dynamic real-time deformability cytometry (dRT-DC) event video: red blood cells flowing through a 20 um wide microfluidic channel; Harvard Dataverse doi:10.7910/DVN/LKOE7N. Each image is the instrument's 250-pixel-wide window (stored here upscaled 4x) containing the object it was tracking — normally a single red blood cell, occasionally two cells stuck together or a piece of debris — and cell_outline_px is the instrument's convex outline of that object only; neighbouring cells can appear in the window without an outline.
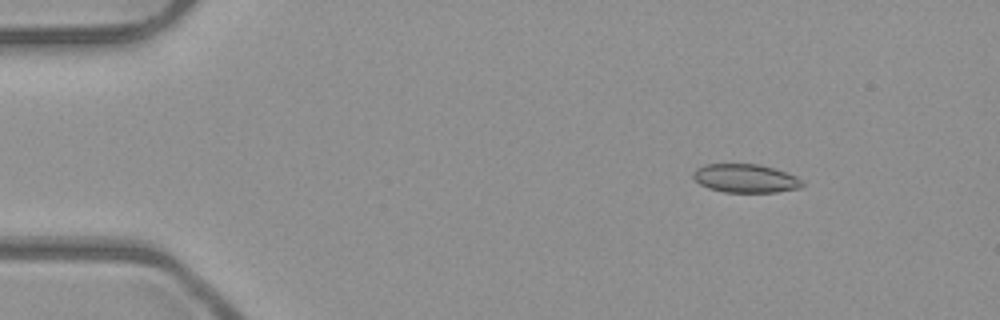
{"species": "common noctule bat (a hibernating species)", "species_latin": "Nyctalus noctula", "temperature_condition": "room temperature", "stored_images_in_passage": 52, "camera_frame_rate_fps": 3000, "um_per_image_px": 0.085, "animal": {"sex": "male", "body_mass_g": 23.1, "forearm_length_mm": 52.7}, "frame": {"image": 1, "passage_image": 7, "time_ms": 2.0, "image_size_px": [1000, 320], "cell_outline_px": [[804, 184], [800, 188], [776, 192], [724, 192], [708, 188], [700, 184], [692, 176], [692, 172], [696, 168], [704, 164], [760, 164], [796, 176], [804, 180]], "centroid_in_image_um": [63.36, 15.16], "position_along_channel_um": 21.6, "area_um2": 18.21}}
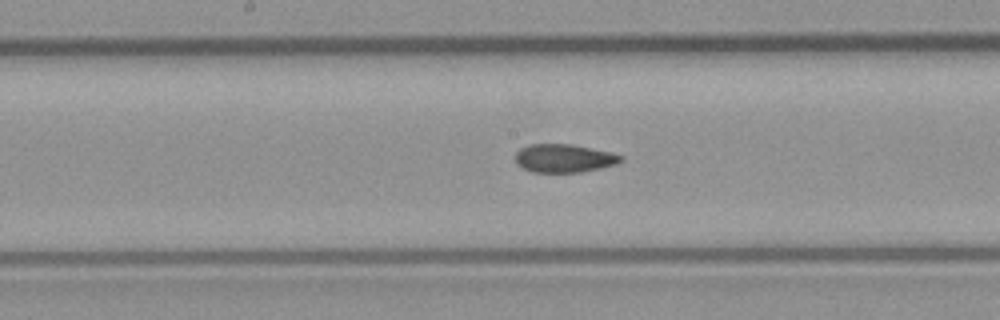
{"frame": {"image": 2, "passage_image": 27, "time_ms": 8.667, "image_size_px": [1000, 320], "cell_outline_px": [[624, 160], [616, 164], [600, 168], [580, 172], [532, 172], [516, 164], [516, 152], [520, 148], [528, 144], [572, 144], [612, 152], [624, 156]], "centroid_in_image_um": [47.96, 13.44], "position_along_channel_um": 200.2, "area_um2": 17.51}}
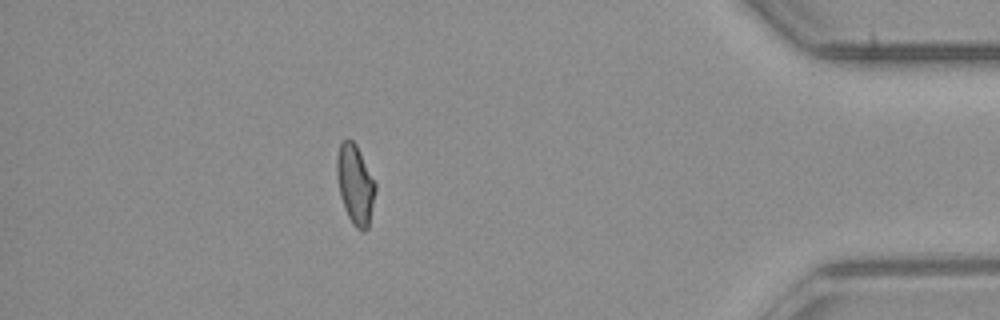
{"frame": {"image": 3, "passage_image": 46, "time_ms": 15.0, "image_size_px": [1000, 320], "cell_outline_px": [[376, 188], [368, 228], [364, 232], [360, 232], [352, 224], [344, 208], [340, 196], [336, 176], [336, 156], [340, 144], [348, 136], [356, 144], [376, 184]], "centroid_in_image_um": [30.17, 15.68], "position_along_channel_um": 405.0, "area_um2": 18.03}, "authors_computed_cell_mechanics": {"area_um2": 18.207, "velocity_mm_per_s": 3.9897, "shape_relaxation_time_tau1_ms": 7.5883, "shape_relaxation_time_tau2_ms": 1.5154, "deformation_change_tau1": 0.1583, "deformation_change_tau2": 0.0758}}